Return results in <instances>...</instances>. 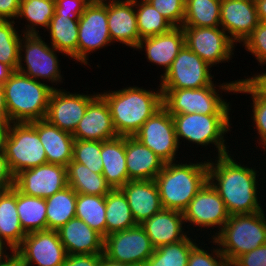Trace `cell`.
I'll return each mask as SVG.
<instances>
[{"instance_id":"6da1fadb","label":"cell","mask_w":266,"mask_h":266,"mask_svg":"<svg viewBox=\"0 0 266 266\" xmlns=\"http://www.w3.org/2000/svg\"><path fill=\"white\" fill-rule=\"evenodd\" d=\"M256 168L237 163L231 154L216 156L208 162V181L217 190L230 215L262 211L258 200Z\"/></svg>"},{"instance_id":"7a4b0ae2","label":"cell","mask_w":266,"mask_h":266,"mask_svg":"<svg viewBox=\"0 0 266 266\" xmlns=\"http://www.w3.org/2000/svg\"><path fill=\"white\" fill-rule=\"evenodd\" d=\"M108 104L112 123L118 136H133L162 104V91L129 86L99 93Z\"/></svg>"},{"instance_id":"3957f363","label":"cell","mask_w":266,"mask_h":266,"mask_svg":"<svg viewBox=\"0 0 266 266\" xmlns=\"http://www.w3.org/2000/svg\"><path fill=\"white\" fill-rule=\"evenodd\" d=\"M208 161L165 163L155 177L164 209L184 212L190 201L208 181ZM178 163V164H177Z\"/></svg>"},{"instance_id":"277c9868","label":"cell","mask_w":266,"mask_h":266,"mask_svg":"<svg viewBox=\"0 0 266 266\" xmlns=\"http://www.w3.org/2000/svg\"><path fill=\"white\" fill-rule=\"evenodd\" d=\"M2 87L8 123L45 119L52 86L15 71Z\"/></svg>"},{"instance_id":"5b68a950","label":"cell","mask_w":266,"mask_h":266,"mask_svg":"<svg viewBox=\"0 0 266 266\" xmlns=\"http://www.w3.org/2000/svg\"><path fill=\"white\" fill-rule=\"evenodd\" d=\"M265 211L253 214L230 215L220 231L214 232L210 243L218 245L231 264L237 257L266 244Z\"/></svg>"},{"instance_id":"8992f818","label":"cell","mask_w":266,"mask_h":266,"mask_svg":"<svg viewBox=\"0 0 266 266\" xmlns=\"http://www.w3.org/2000/svg\"><path fill=\"white\" fill-rule=\"evenodd\" d=\"M178 143L180 139L202 147L215 145L217 156L229 153L224 135L231 131L230 115H204L198 113L172 115ZM228 146V147H227Z\"/></svg>"},{"instance_id":"52a82bcc","label":"cell","mask_w":266,"mask_h":266,"mask_svg":"<svg viewBox=\"0 0 266 266\" xmlns=\"http://www.w3.org/2000/svg\"><path fill=\"white\" fill-rule=\"evenodd\" d=\"M23 52L24 54H22ZM56 53L62 52H57L52 45L49 46L42 40L40 34H23L19 47L17 71L37 81L40 79L44 80L43 82L51 81L52 88L55 89L54 83L56 85L63 83V75H61Z\"/></svg>"},{"instance_id":"ba28073f","label":"cell","mask_w":266,"mask_h":266,"mask_svg":"<svg viewBox=\"0 0 266 266\" xmlns=\"http://www.w3.org/2000/svg\"><path fill=\"white\" fill-rule=\"evenodd\" d=\"M216 88V89H215ZM163 107L171 114L230 115L231 106L216 85L200 89H161Z\"/></svg>"},{"instance_id":"9c48e42d","label":"cell","mask_w":266,"mask_h":266,"mask_svg":"<svg viewBox=\"0 0 266 266\" xmlns=\"http://www.w3.org/2000/svg\"><path fill=\"white\" fill-rule=\"evenodd\" d=\"M4 156L14 176L20 171L47 163L38 132L30 122L9 124Z\"/></svg>"},{"instance_id":"30bf717a","label":"cell","mask_w":266,"mask_h":266,"mask_svg":"<svg viewBox=\"0 0 266 266\" xmlns=\"http://www.w3.org/2000/svg\"><path fill=\"white\" fill-rule=\"evenodd\" d=\"M77 62L88 65L89 53L110 46L107 0H91L83 11L78 24Z\"/></svg>"},{"instance_id":"8fae6325","label":"cell","mask_w":266,"mask_h":266,"mask_svg":"<svg viewBox=\"0 0 266 266\" xmlns=\"http://www.w3.org/2000/svg\"><path fill=\"white\" fill-rule=\"evenodd\" d=\"M212 68L186 45L179 51L170 69L161 77L160 89H200L216 85Z\"/></svg>"},{"instance_id":"7c38bea8","label":"cell","mask_w":266,"mask_h":266,"mask_svg":"<svg viewBox=\"0 0 266 266\" xmlns=\"http://www.w3.org/2000/svg\"><path fill=\"white\" fill-rule=\"evenodd\" d=\"M154 247L140 224L104 238L103 255L110 261L131 265L146 262Z\"/></svg>"},{"instance_id":"4fadbf2b","label":"cell","mask_w":266,"mask_h":266,"mask_svg":"<svg viewBox=\"0 0 266 266\" xmlns=\"http://www.w3.org/2000/svg\"><path fill=\"white\" fill-rule=\"evenodd\" d=\"M133 137L165 163L176 161L180 144L176 137L173 117L163 106L145 121Z\"/></svg>"},{"instance_id":"5bb4252c","label":"cell","mask_w":266,"mask_h":266,"mask_svg":"<svg viewBox=\"0 0 266 266\" xmlns=\"http://www.w3.org/2000/svg\"><path fill=\"white\" fill-rule=\"evenodd\" d=\"M219 27H182L185 45L211 67L230 61L235 42Z\"/></svg>"},{"instance_id":"9a60e30c","label":"cell","mask_w":266,"mask_h":266,"mask_svg":"<svg viewBox=\"0 0 266 266\" xmlns=\"http://www.w3.org/2000/svg\"><path fill=\"white\" fill-rule=\"evenodd\" d=\"M24 266H63L67 256L57 231L27 233L15 250Z\"/></svg>"},{"instance_id":"2e32d148","label":"cell","mask_w":266,"mask_h":266,"mask_svg":"<svg viewBox=\"0 0 266 266\" xmlns=\"http://www.w3.org/2000/svg\"><path fill=\"white\" fill-rule=\"evenodd\" d=\"M66 186V167L59 164H42L20 171L14 176V187L19 192L34 197L47 198Z\"/></svg>"},{"instance_id":"e0dca14e","label":"cell","mask_w":266,"mask_h":266,"mask_svg":"<svg viewBox=\"0 0 266 266\" xmlns=\"http://www.w3.org/2000/svg\"><path fill=\"white\" fill-rule=\"evenodd\" d=\"M184 222L189 226L217 228L221 230L229 219L224 201L209 181L199 190L183 212Z\"/></svg>"},{"instance_id":"ac0fdd59","label":"cell","mask_w":266,"mask_h":266,"mask_svg":"<svg viewBox=\"0 0 266 266\" xmlns=\"http://www.w3.org/2000/svg\"><path fill=\"white\" fill-rule=\"evenodd\" d=\"M70 93L55 88L50 96L45 119L59 129L73 133L83 118L89 103L98 95Z\"/></svg>"},{"instance_id":"d6986e66","label":"cell","mask_w":266,"mask_h":266,"mask_svg":"<svg viewBox=\"0 0 266 266\" xmlns=\"http://www.w3.org/2000/svg\"><path fill=\"white\" fill-rule=\"evenodd\" d=\"M259 22L254 1L221 0L220 27L236 45L243 43Z\"/></svg>"},{"instance_id":"ffe728a7","label":"cell","mask_w":266,"mask_h":266,"mask_svg":"<svg viewBox=\"0 0 266 266\" xmlns=\"http://www.w3.org/2000/svg\"><path fill=\"white\" fill-rule=\"evenodd\" d=\"M107 22L112 43L136 49L140 42L135 0H108Z\"/></svg>"},{"instance_id":"44dd1931","label":"cell","mask_w":266,"mask_h":266,"mask_svg":"<svg viewBox=\"0 0 266 266\" xmlns=\"http://www.w3.org/2000/svg\"><path fill=\"white\" fill-rule=\"evenodd\" d=\"M75 140L107 141L118 137L105 99L98 94L72 133Z\"/></svg>"},{"instance_id":"7402d4cb","label":"cell","mask_w":266,"mask_h":266,"mask_svg":"<svg viewBox=\"0 0 266 266\" xmlns=\"http://www.w3.org/2000/svg\"><path fill=\"white\" fill-rule=\"evenodd\" d=\"M120 189L127 198L136 224H142L163 209L155 180H129Z\"/></svg>"},{"instance_id":"603a6c76","label":"cell","mask_w":266,"mask_h":266,"mask_svg":"<svg viewBox=\"0 0 266 266\" xmlns=\"http://www.w3.org/2000/svg\"><path fill=\"white\" fill-rule=\"evenodd\" d=\"M140 225L150 238L154 248L179 242L189 233L188 231L184 233V214L164 208Z\"/></svg>"},{"instance_id":"cb8c5ba5","label":"cell","mask_w":266,"mask_h":266,"mask_svg":"<svg viewBox=\"0 0 266 266\" xmlns=\"http://www.w3.org/2000/svg\"><path fill=\"white\" fill-rule=\"evenodd\" d=\"M57 232L67 255L103 254L104 238L77 217L69 220Z\"/></svg>"},{"instance_id":"d4e9b609","label":"cell","mask_w":266,"mask_h":266,"mask_svg":"<svg viewBox=\"0 0 266 266\" xmlns=\"http://www.w3.org/2000/svg\"><path fill=\"white\" fill-rule=\"evenodd\" d=\"M185 45L182 27H173L170 31L140 40L136 50L144 48L148 62L162 66L164 73L171 67L173 60Z\"/></svg>"},{"instance_id":"484cf974","label":"cell","mask_w":266,"mask_h":266,"mask_svg":"<svg viewBox=\"0 0 266 266\" xmlns=\"http://www.w3.org/2000/svg\"><path fill=\"white\" fill-rule=\"evenodd\" d=\"M38 132L44 147L47 163L67 166L73 158L74 137L71 133L59 129L46 119L30 122Z\"/></svg>"},{"instance_id":"4316f807","label":"cell","mask_w":266,"mask_h":266,"mask_svg":"<svg viewBox=\"0 0 266 266\" xmlns=\"http://www.w3.org/2000/svg\"><path fill=\"white\" fill-rule=\"evenodd\" d=\"M125 158L130 180H154L165 164L133 136H125Z\"/></svg>"},{"instance_id":"83f0119b","label":"cell","mask_w":266,"mask_h":266,"mask_svg":"<svg viewBox=\"0 0 266 266\" xmlns=\"http://www.w3.org/2000/svg\"><path fill=\"white\" fill-rule=\"evenodd\" d=\"M101 159L102 175L112 189L121 188L128 178L125 158V136L102 141Z\"/></svg>"},{"instance_id":"f1b7e54d","label":"cell","mask_w":266,"mask_h":266,"mask_svg":"<svg viewBox=\"0 0 266 266\" xmlns=\"http://www.w3.org/2000/svg\"><path fill=\"white\" fill-rule=\"evenodd\" d=\"M25 236L17 213L16 188L13 186L0 194V241L15 251Z\"/></svg>"},{"instance_id":"f546056e","label":"cell","mask_w":266,"mask_h":266,"mask_svg":"<svg viewBox=\"0 0 266 266\" xmlns=\"http://www.w3.org/2000/svg\"><path fill=\"white\" fill-rule=\"evenodd\" d=\"M66 174L68 186L77 194L106 196L112 190L102 174L94 173L79 162L70 161Z\"/></svg>"},{"instance_id":"4dcf8cb0","label":"cell","mask_w":266,"mask_h":266,"mask_svg":"<svg viewBox=\"0 0 266 266\" xmlns=\"http://www.w3.org/2000/svg\"><path fill=\"white\" fill-rule=\"evenodd\" d=\"M78 24L79 20H71L66 15H54L47 28L51 45L73 61H77Z\"/></svg>"},{"instance_id":"1f68e13d","label":"cell","mask_w":266,"mask_h":266,"mask_svg":"<svg viewBox=\"0 0 266 266\" xmlns=\"http://www.w3.org/2000/svg\"><path fill=\"white\" fill-rule=\"evenodd\" d=\"M46 200L47 230L57 231L76 215L77 193L66 186Z\"/></svg>"},{"instance_id":"d6a6232c","label":"cell","mask_w":266,"mask_h":266,"mask_svg":"<svg viewBox=\"0 0 266 266\" xmlns=\"http://www.w3.org/2000/svg\"><path fill=\"white\" fill-rule=\"evenodd\" d=\"M106 236L136 226L127 198L120 188L105 196Z\"/></svg>"},{"instance_id":"836d02e7","label":"cell","mask_w":266,"mask_h":266,"mask_svg":"<svg viewBox=\"0 0 266 266\" xmlns=\"http://www.w3.org/2000/svg\"><path fill=\"white\" fill-rule=\"evenodd\" d=\"M16 206L24 232L47 230L45 198L29 196L16 189Z\"/></svg>"},{"instance_id":"e575fe53","label":"cell","mask_w":266,"mask_h":266,"mask_svg":"<svg viewBox=\"0 0 266 266\" xmlns=\"http://www.w3.org/2000/svg\"><path fill=\"white\" fill-rule=\"evenodd\" d=\"M221 0H186L182 27H219Z\"/></svg>"},{"instance_id":"d590c367","label":"cell","mask_w":266,"mask_h":266,"mask_svg":"<svg viewBox=\"0 0 266 266\" xmlns=\"http://www.w3.org/2000/svg\"><path fill=\"white\" fill-rule=\"evenodd\" d=\"M55 13L54 0H21L18 19L24 18L28 24H25L26 30L22 34H39L38 28L49 27L50 20Z\"/></svg>"},{"instance_id":"8d00e7d4","label":"cell","mask_w":266,"mask_h":266,"mask_svg":"<svg viewBox=\"0 0 266 266\" xmlns=\"http://www.w3.org/2000/svg\"><path fill=\"white\" fill-rule=\"evenodd\" d=\"M75 217L106 237L105 196L77 194Z\"/></svg>"},{"instance_id":"74e56055","label":"cell","mask_w":266,"mask_h":266,"mask_svg":"<svg viewBox=\"0 0 266 266\" xmlns=\"http://www.w3.org/2000/svg\"><path fill=\"white\" fill-rule=\"evenodd\" d=\"M191 239L187 235L179 242L155 248L146 260L147 266H187L191 250L197 244L196 239Z\"/></svg>"},{"instance_id":"f35d334b","label":"cell","mask_w":266,"mask_h":266,"mask_svg":"<svg viewBox=\"0 0 266 266\" xmlns=\"http://www.w3.org/2000/svg\"><path fill=\"white\" fill-rule=\"evenodd\" d=\"M135 12L140 40L166 33L174 27L146 0H135Z\"/></svg>"},{"instance_id":"ab89813d","label":"cell","mask_w":266,"mask_h":266,"mask_svg":"<svg viewBox=\"0 0 266 266\" xmlns=\"http://www.w3.org/2000/svg\"><path fill=\"white\" fill-rule=\"evenodd\" d=\"M14 24L13 20H0V62L17 71L23 34H18V28L14 27Z\"/></svg>"},{"instance_id":"60d3db41","label":"cell","mask_w":266,"mask_h":266,"mask_svg":"<svg viewBox=\"0 0 266 266\" xmlns=\"http://www.w3.org/2000/svg\"><path fill=\"white\" fill-rule=\"evenodd\" d=\"M102 141L75 140L73 145V162L87 166L94 173L102 174Z\"/></svg>"},{"instance_id":"b9f144b4","label":"cell","mask_w":266,"mask_h":266,"mask_svg":"<svg viewBox=\"0 0 266 266\" xmlns=\"http://www.w3.org/2000/svg\"><path fill=\"white\" fill-rule=\"evenodd\" d=\"M219 89L226 92L250 94L251 97H261L266 99V71L254 74L246 79H239L232 82H224L217 85Z\"/></svg>"},{"instance_id":"7bdbcfd3","label":"cell","mask_w":266,"mask_h":266,"mask_svg":"<svg viewBox=\"0 0 266 266\" xmlns=\"http://www.w3.org/2000/svg\"><path fill=\"white\" fill-rule=\"evenodd\" d=\"M174 27H182L186 0H146Z\"/></svg>"},{"instance_id":"ee69618b","label":"cell","mask_w":266,"mask_h":266,"mask_svg":"<svg viewBox=\"0 0 266 266\" xmlns=\"http://www.w3.org/2000/svg\"><path fill=\"white\" fill-rule=\"evenodd\" d=\"M261 66L266 64V22H259L242 44Z\"/></svg>"},{"instance_id":"f6af8a7d","label":"cell","mask_w":266,"mask_h":266,"mask_svg":"<svg viewBox=\"0 0 266 266\" xmlns=\"http://www.w3.org/2000/svg\"><path fill=\"white\" fill-rule=\"evenodd\" d=\"M208 251L196 244L191 250L187 266H230L218 245L210 250L211 254Z\"/></svg>"},{"instance_id":"bcb514c9","label":"cell","mask_w":266,"mask_h":266,"mask_svg":"<svg viewBox=\"0 0 266 266\" xmlns=\"http://www.w3.org/2000/svg\"><path fill=\"white\" fill-rule=\"evenodd\" d=\"M252 104V120L255 124V130L259 135V144L265 150L266 149V99L261 97H251Z\"/></svg>"},{"instance_id":"7dc6e473","label":"cell","mask_w":266,"mask_h":266,"mask_svg":"<svg viewBox=\"0 0 266 266\" xmlns=\"http://www.w3.org/2000/svg\"><path fill=\"white\" fill-rule=\"evenodd\" d=\"M91 0H55L54 15H66L71 20H79Z\"/></svg>"},{"instance_id":"c3c4849f","label":"cell","mask_w":266,"mask_h":266,"mask_svg":"<svg viewBox=\"0 0 266 266\" xmlns=\"http://www.w3.org/2000/svg\"><path fill=\"white\" fill-rule=\"evenodd\" d=\"M230 266H266V244L237 257Z\"/></svg>"},{"instance_id":"681fc988","label":"cell","mask_w":266,"mask_h":266,"mask_svg":"<svg viewBox=\"0 0 266 266\" xmlns=\"http://www.w3.org/2000/svg\"><path fill=\"white\" fill-rule=\"evenodd\" d=\"M103 254L67 255L63 266H99Z\"/></svg>"},{"instance_id":"f907efd6","label":"cell","mask_w":266,"mask_h":266,"mask_svg":"<svg viewBox=\"0 0 266 266\" xmlns=\"http://www.w3.org/2000/svg\"><path fill=\"white\" fill-rule=\"evenodd\" d=\"M21 0H0V20L17 19ZM16 17V18H15Z\"/></svg>"},{"instance_id":"816d5d0a","label":"cell","mask_w":266,"mask_h":266,"mask_svg":"<svg viewBox=\"0 0 266 266\" xmlns=\"http://www.w3.org/2000/svg\"><path fill=\"white\" fill-rule=\"evenodd\" d=\"M0 186L5 189L14 186V175L12 174L4 155H0Z\"/></svg>"},{"instance_id":"f5cc1de1","label":"cell","mask_w":266,"mask_h":266,"mask_svg":"<svg viewBox=\"0 0 266 266\" xmlns=\"http://www.w3.org/2000/svg\"><path fill=\"white\" fill-rule=\"evenodd\" d=\"M9 124L0 121V155H5L6 141L9 135Z\"/></svg>"},{"instance_id":"db71d44e","label":"cell","mask_w":266,"mask_h":266,"mask_svg":"<svg viewBox=\"0 0 266 266\" xmlns=\"http://www.w3.org/2000/svg\"><path fill=\"white\" fill-rule=\"evenodd\" d=\"M10 252V256L0 263V266H24L18 253L16 251Z\"/></svg>"},{"instance_id":"11a10c76","label":"cell","mask_w":266,"mask_h":266,"mask_svg":"<svg viewBox=\"0 0 266 266\" xmlns=\"http://www.w3.org/2000/svg\"><path fill=\"white\" fill-rule=\"evenodd\" d=\"M0 121L4 123H8V111L6 107L2 85H0Z\"/></svg>"},{"instance_id":"9f6ffc18","label":"cell","mask_w":266,"mask_h":266,"mask_svg":"<svg viewBox=\"0 0 266 266\" xmlns=\"http://www.w3.org/2000/svg\"><path fill=\"white\" fill-rule=\"evenodd\" d=\"M14 72L10 66L0 62V85H3Z\"/></svg>"},{"instance_id":"6f0895ef","label":"cell","mask_w":266,"mask_h":266,"mask_svg":"<svg viewBox=\"0 0 266 266\" xmlns=\"http://www.w3.org/2000/svg\"><path fill=\"white\" fill-rule=\"evenodd\" d=\"M255 6L260 22H266V0H255Z\"/></svg>"},{"instance_id":"680465c9","label":"cell","mask_w":266,"mask_h":266,"mask_svg":"<svg viewBox=\"0 0 266 266\" xmlns=\"http://www.w3.org/2000/svg\"><path fill=\"white\" fill-rule=\"evenodd\" d=\"M6 246L9 247L11 251H14L7 243L0 241V263L10 256L9 253L6 252V250H8Z\"/></svg>"},{"instance_id":"91938a15","label":"cell","mask_w":266,"mask_h":266,"mask_svg":"<svg viewBox=\"0 0 266 266\" xmlns=\"http://www.w3.org/2000/svg\"><path fill=\"white\" fill-rule=\"evenodd\" d=\"M99 266H126V265L110 261L105 256H103L100 260Z\"/></svg>"},{"instance_id":"94428289","label":"cell","mask_w":266,"mask_h":266,"mask_svg":"<svg viewBox=\"0 0 266 266\" xmlns=\"http://www.w3.org/2000/svg\"><path fill=\"white\" fill-rule=\"evenodd\" d=\"M126 266H147V264L146 262H142V263H135V264L126 265Z\"/></svg>"},{"instance_id":"6125c7cd","label":"cell","mask_w":266,"mask_h":266,"mask_svg":"<svg viewBox=\"0 0 266 266\" xmlns=\"http://www.w3.org/2000/svg\"><path fill=\"white\" fill-rule=\"evenodd\" d=\"M5 190V188L0 186V194Z\"/></svg>"}]
</instances>
